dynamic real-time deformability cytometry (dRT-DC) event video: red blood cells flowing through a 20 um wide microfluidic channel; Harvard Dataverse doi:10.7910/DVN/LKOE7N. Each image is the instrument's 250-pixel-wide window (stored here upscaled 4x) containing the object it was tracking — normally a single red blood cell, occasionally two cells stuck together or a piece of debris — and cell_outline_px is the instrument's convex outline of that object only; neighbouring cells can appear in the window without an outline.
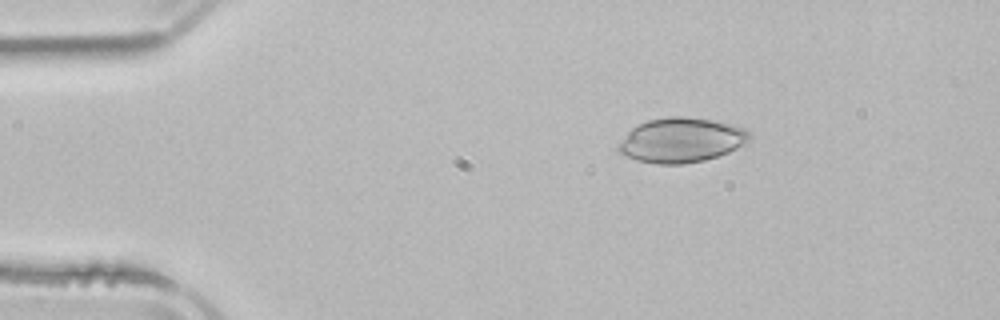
{"species": "common noctule bat (a hibernating species)", "species_latin": "Nyctalus noctula", "temperature_condition": "room temperature", "stored_images_in_passage": 3, "camera_frame_rate_fps": 3000, "um_per_image_px": 0.085, "animal": {"sex": "male", "body_mass_g": 21.5, "forearm_length_mm": 52.0}, "frame": {"image": 1, "passage_image": 1, "time_ms": 0.0, "image_size_px": [1000, 320], "cell_outline_px": [[752, 136], [748, 140], [736, 148], [728, 152], [704, 160], [684, 164], [656, 164], [636, 160], [620, 152], [616, 148], [616, 144], [632, 128], [648, 120], [668, 116], [684, 116], [712, 120], [744, 128]], "centroid_in_image_um": [57.86, 11.91], "position_along_channel_um": 27.1, "area_um2": 33.87}}